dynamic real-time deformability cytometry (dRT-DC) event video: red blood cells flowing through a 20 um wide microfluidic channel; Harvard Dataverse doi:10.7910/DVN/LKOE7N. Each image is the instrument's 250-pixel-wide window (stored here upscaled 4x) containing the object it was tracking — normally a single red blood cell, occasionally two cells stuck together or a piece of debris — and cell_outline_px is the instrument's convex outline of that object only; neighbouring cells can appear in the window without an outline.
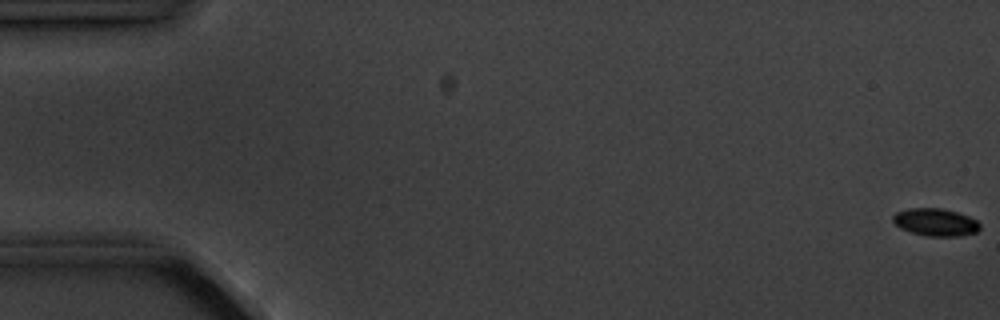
{"species": "common noctule bat (a hibernating species)", "species_latin": "Nyctalus noctula", "temperature_condition": "cold", "stored_images_in_passage": 6, "camera_frame_rate_fps": 3000, "um_per_image_px": 0.085, "animal": {"sex": "male", "body_mass_g": 20.1, "forearm_length_mm": 53.5}, "frame": {"image": 1, "passage_image": 1, "time_ms": 0.0, "image_size_px": [1000, 320], "cell_outline_px": [[980, 228], [976, 232], [960, 236], [928, 236], [912, 232], [900, 228], [892, 220], [892, 216], [896, 212], [908, 208], [940, 208], [956, 212], [968, 216], [976, 220], [980, 224]], "centroid_in_image_um": [79.51, 18.88], "position_along_channel_um": 5.5, "area_um2": 13.87}}
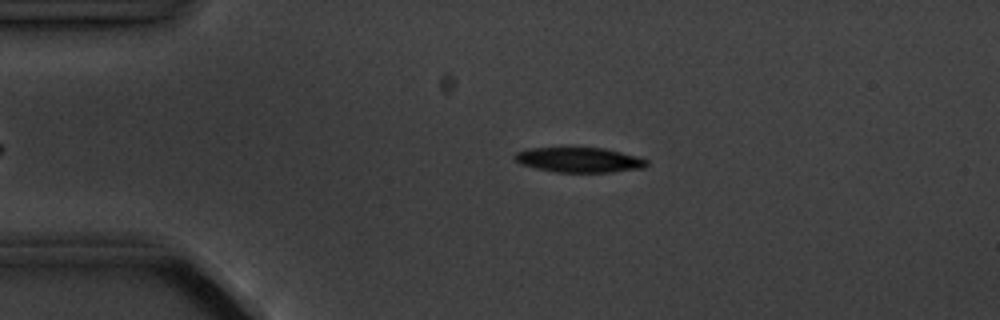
{"frame": {"image": 2, "passage_image": 6, "time_ms": 6.333, "image_size_px": [1000, 320], "cell_outline_px": [[648, 164], [644, 168], [612, 172], [556, 172], [536, 168], [520, 164], [512, 160], [512, 156], [516, 152], [532, 148], [564, 144], [572, 144], [604, 148], [636, 156], [648, 160]], "centroid_in_image_um": [49.15, 13.53], "position_along_channel_um": 35.9, "area_um2": 20.35}}